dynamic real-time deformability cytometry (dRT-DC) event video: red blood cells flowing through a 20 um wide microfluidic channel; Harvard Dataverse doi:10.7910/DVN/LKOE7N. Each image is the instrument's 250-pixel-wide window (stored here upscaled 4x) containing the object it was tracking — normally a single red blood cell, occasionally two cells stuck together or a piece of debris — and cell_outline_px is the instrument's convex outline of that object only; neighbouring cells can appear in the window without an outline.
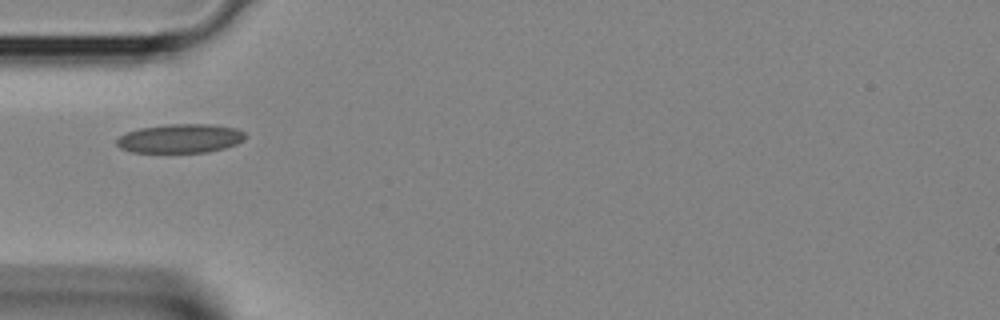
{"species": "Egyptian fruit bat (a non-hibernating species)", "species_latin": "Rousettus aegyptiacus", "temperature_condition": "room temperature", "stored_images_in_passage": 27, "camera_frame_rate_fps": 3000, "um_per_image_px": 0.085, "animal": {"sex": "female"}, "frame": {"image": 1, "passage_image": 1, "time_ms": 0.0, "image_size_px": [1000, 320], "cell_outline_px": [[244, 140], [236, 144], [224, 148], [208, 152], [132, 152], [120, 148], [116, 144], [116, 140], [120, 136], [128, 132], [140, 128], [168, 124], [208, 124], [236, 128], [244, 132]], "centroid_in_image_um": [15.32, 11.77], "position_along_channel_um": 69.7, "area_um2": 21.56}}
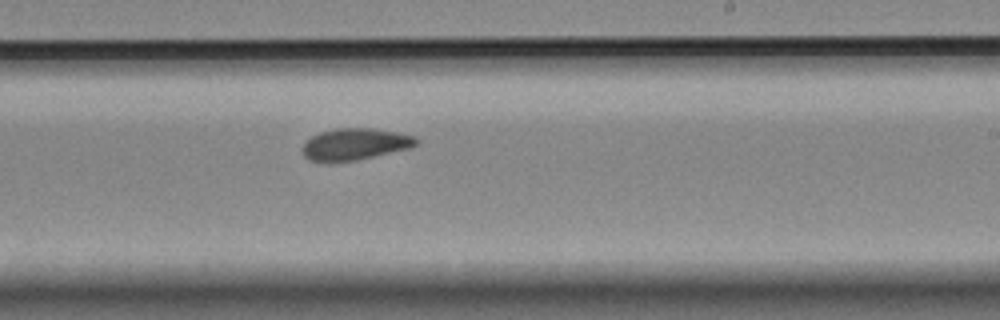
{"frame": {"image": 2, "passage_image": 12, "time_ms": 3.667, "image_size_px": [1000, 320], "cell_outline_px": [[420, 144], [412, 148], [356, 160], [328, 164], [308, 160], [304, 156], [304, 144], [312, 136], [320, 132], [336, 128], [372, 128], [396, 132], [416, 136], [420, 140]], "centroid_in_image_um": [30.21, 12.28], "position_along_channel_um": 258.8, "area_um2": 21.44}}
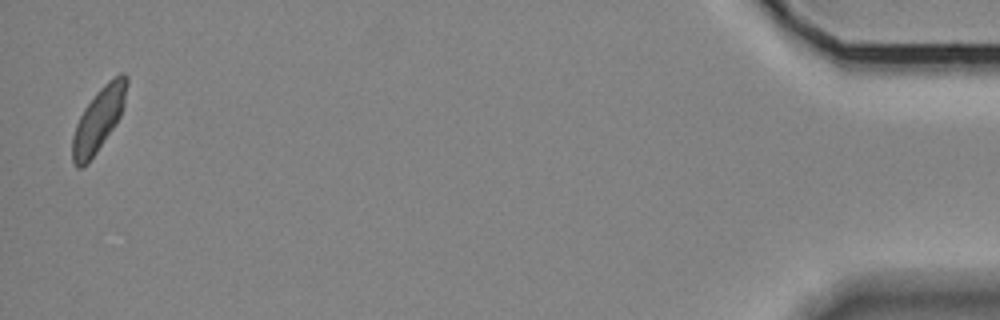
{"frame": {"image": 3, "passage_image": 27, "time_ms": 8.667, "image_size_px": [1000, 320], "cell_outline_px": [[128, 84], [124, 108], [116, 124], [88, 164], [80, 168], [76, 168], [72, 160], [72, 136], [76, 124], [84, 108], [96, 92], [108, 80], [120, 72], [124, 72], [128, 76]], "centroid_in_image_um": [8.4, 10.14], "position_along_channel_um": 426.8, "area_um2": 20.4}}